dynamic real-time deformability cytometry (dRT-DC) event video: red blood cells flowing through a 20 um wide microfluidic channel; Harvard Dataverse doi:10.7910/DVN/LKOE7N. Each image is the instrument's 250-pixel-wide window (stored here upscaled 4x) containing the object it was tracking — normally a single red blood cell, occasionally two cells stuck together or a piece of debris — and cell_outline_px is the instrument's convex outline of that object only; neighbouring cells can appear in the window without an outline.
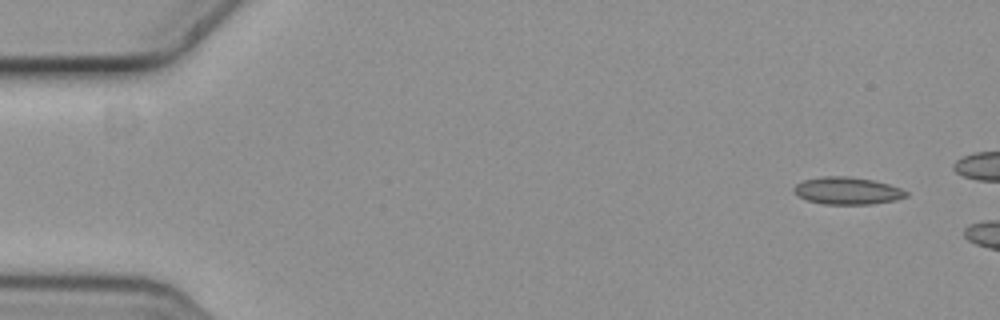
{"species": "common noctule bat (a hibernating species)", "species_latin": "Nyctalus noctula", "temperature_condition": "cold", "stored_images_in_passage": 7, "camera_frame_rate_fps": 3000, "um_per_image_px": 0.085, "animal": {"sex": "female", "body_mass_g": 19.3, "forearm_length_mm": 54.1}, "frame": {"image": 1, "passage_image": 1, "time_ms": 0.0, "image_size_px": [1000, 320], "cell_outline_px": [[908, 196], [896, 200], [872, 204], [824, 204], [808, 200], [800, 196], [792, 188], [796, 184], [804, 180], [820, 176], [848, 176], [872, 180], [888, 184], [900, 188], [908, 192]], "centroid_in_image_um": [72.04, 16.21], "position_along_channel_um": 13.0, "area_um2": 17.74}}
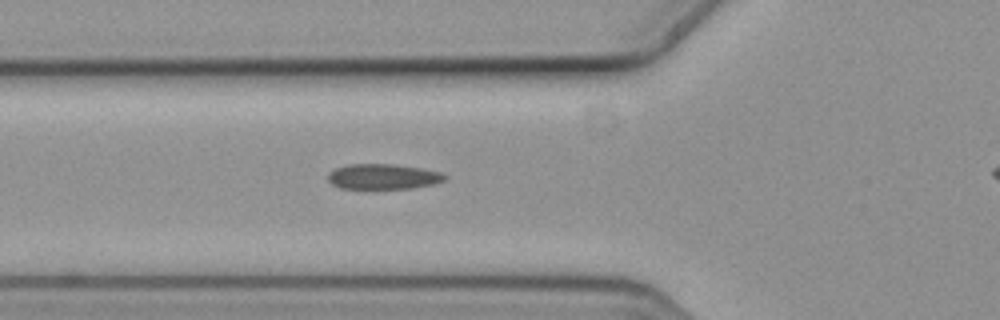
{"frame": {"image": 2, "passage_image": 6, "time_ms": 1.667, "image_size_px": [1000, 320], "cell_outline_px": [[448, 176], [444, 180], [436, 184], [412, 188], [340, 188], [332, 184], [328, 180], [328, 172], [336, 168], [348, 164], [396, 164], [424, 168], [440, 172]], "centroid_in_image_um": [32.59, 15.0], "position_along_channel_um": 93.2, "area_um2": 17.34}}